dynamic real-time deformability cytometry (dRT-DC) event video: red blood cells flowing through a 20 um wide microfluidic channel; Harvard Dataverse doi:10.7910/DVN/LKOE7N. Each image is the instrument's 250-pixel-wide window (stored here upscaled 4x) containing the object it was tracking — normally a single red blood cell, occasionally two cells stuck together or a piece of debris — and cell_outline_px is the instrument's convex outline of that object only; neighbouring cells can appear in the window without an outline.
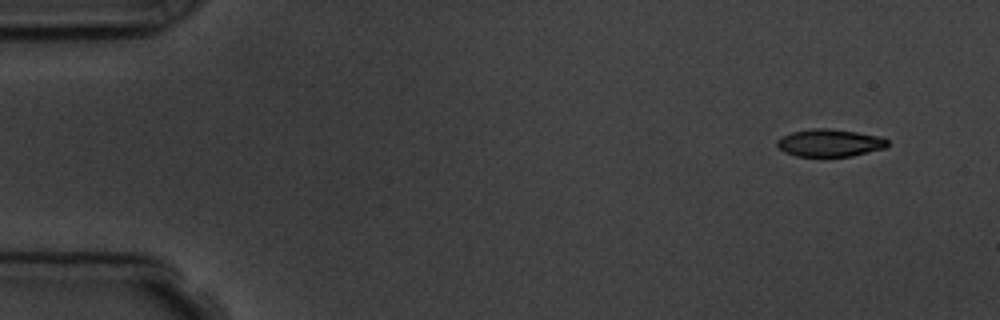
{"species": "common noctule bat (a hibernating species)", "species_latin": "Nyctalus noctula", "temperature_condition": "room temperature", "stored_images_in_passage": 4, "camera_frame_rate_fps": 3000, "um_per_image_px": 0.085, "animal": {"sex": "male", "body_mass_g": 19.5, "forearm_length_mm": 54.6}, "frame": {"image": 1, "passage_image": 1, "time_ms": 0.0, "image_size_px": [1000, 320], "cell_outline_px": [[888, 144], [884, 148], [852, 156], [796, 156], [784, 152], [776, 144], [776, 140], [792, 132], [812, 128], [828, 128], [856, 132], [880, 136], [888, 140]], "centroid_in_image_um": [70.52, 12.14], "position_along_channel_um": 14.5, "area_um2": 17.57}}
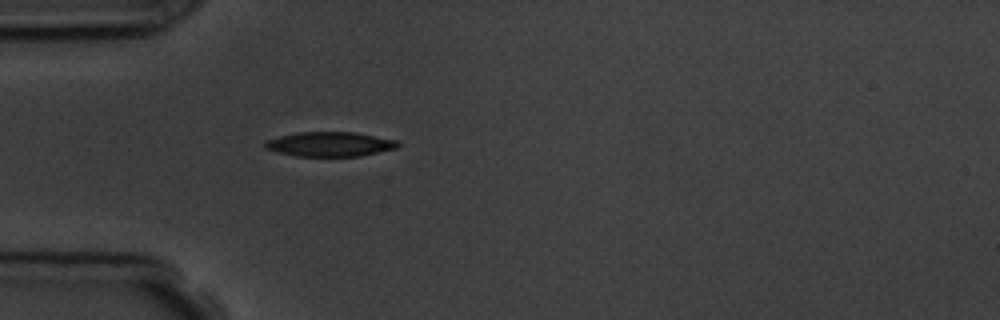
{"frame": {"image": 2, "passage_image": 4, "time_ms": 4.0, "image_size_px": [1000, 320], "cell_outline_px": [[400, 144], [396, 148], [360, 156], [296, 156], [264, 148], [264, 144], [268, 140], [280, 136], [296, 132], [356, 132], [400, 140]], "centroid_in_image_um": [28.1, 12.24], "position_along_channel_um": 56.9, "area_um2": 19.02}}